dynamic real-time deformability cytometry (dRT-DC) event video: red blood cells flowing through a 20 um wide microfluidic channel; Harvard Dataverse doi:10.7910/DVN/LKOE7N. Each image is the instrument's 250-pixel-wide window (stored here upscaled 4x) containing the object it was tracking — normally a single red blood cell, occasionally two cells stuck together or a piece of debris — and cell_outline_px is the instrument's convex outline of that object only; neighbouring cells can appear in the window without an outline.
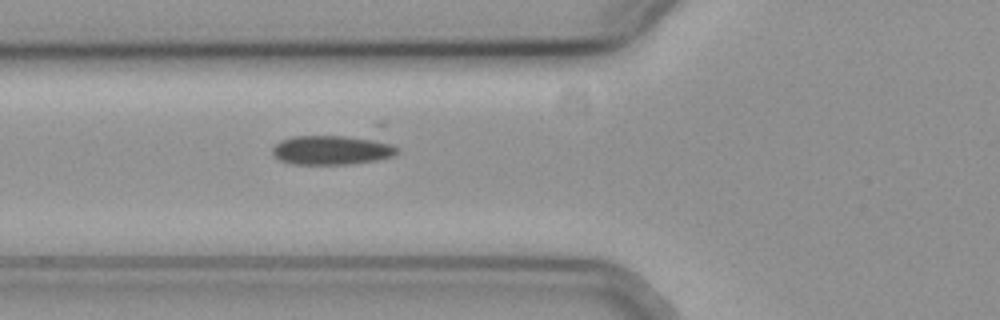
{"species": "common noctule bat (a hibernating species)", "species_latin": "Nyctalus noctula", "temperature_condition": "cold", "stored_images_in_passage": 14, "camera_frame_rate_fps": 3000, "um_per_image_px": 0.085, "animal": {"sex": "female", "body_mass_g": 19.3, "forearm_length_mm": 54.1}, "frame": {"image": 1, "passage_image": 3, "time_ms": 0.667, "image_size_px": [1000, 320], "cell_outline_px": [[400, 152], [392, 156], [376, 160], [352, 164], [292, 164], [280, 160], [272, 152], [272, 148], [280, 140], [292, 136], [376, 124], [384, 124], [400, 148]], "centroid_in_image_um": [28.76, 12.44], "position_along_channel_um": 97.0, "area_um2": 27.34}}
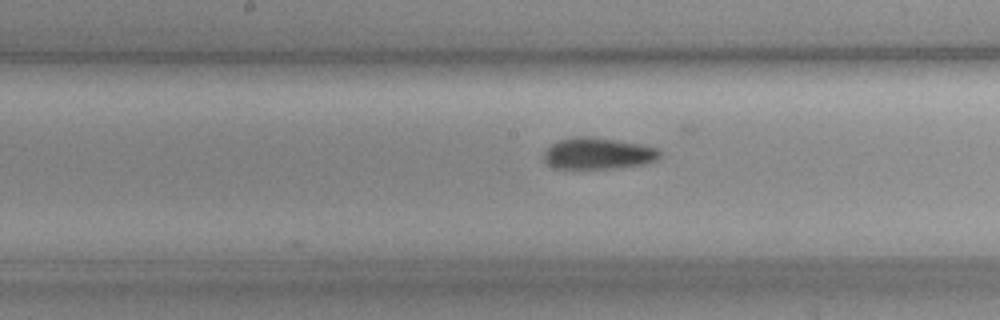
{"frame": {"image": 2, "passage_image": 11, "time_ms": 3.333, "image_size_px": [1000, 320], "cell_outline_px": [[660, 156], [656, 160], [644, 164], [612, 168], [552, 168], [544, 164], [544, 152], [552, 144], [560, 140], [576, 136], [588, 136], [616, 140], [640, 144], [656, 148], [660, 152]], "centroid_in_image_um": [50.79, 13.05], "position_along_channel_um": 197.4, "area_um2": 21.15}}
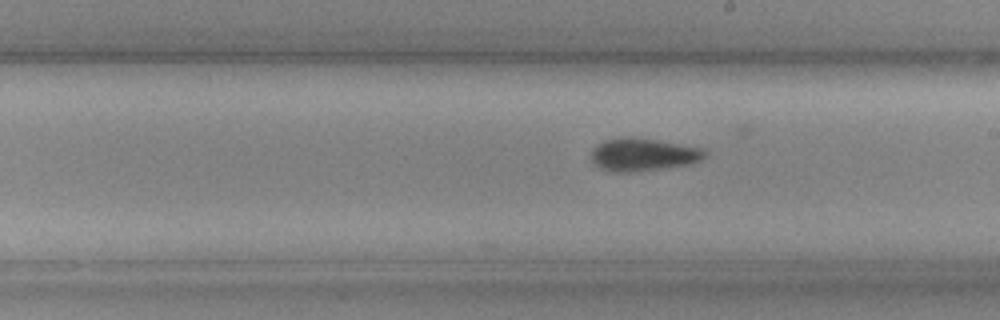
{"frame": {"image": 3, "passage_image": 14, "time_ms": 4.333, "image_size_px": [1000, 320], "cell_outline_px": [[708, 152], [700, 160], [692, 164], [628, 172], [608, 172], [600, 168], [592, 160], [592, 148], [596, 144], [604, 140], [628, 136], [632, 136], [704, 148]], "centroid_in_image_um": [54.65, 13.13], "position_along_channel_um": 234.4, "area_um2": 21.73}}